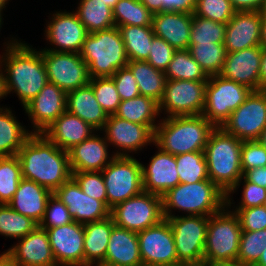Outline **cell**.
<instances>
[{"label": "cell", "instance_id": "6da1fadb", "mask_svg": "<svg viewBox=\"0 0 266 266\" xmlns=\"http://www.w3.org/2000/svg\"><path fill=\"white\" fill-rule=\"evenodd\" d=\"M7 37L0 54V65L4 74L6 97L15 93L24 107L35 98L48 82L41 50L19 40Z\"/></svg>", "mask_w": 266, "mask_h": 266}, {"label": "cell", "instance_id": "7a4b0ae2", "mask_svg": "<svg viewBox=\"0 0 266 266\" xmlns=\"http://www.w3.org/2000/svg\"><path fill=\"white\" fill-rule=\"evenodd\" d=\"M16 156L22 178L33 180L52 193L72 177L68 151L57 147L43 133H32Z\"/></svg>", "mask_w": 266, "mask_h": 266}, {"label": "cell", "instance_id": "3957f363", "mask_svg": "<svg viewBox=\"0 0 266 266\" xmlns=\"http://www.w3.org/2000/svg\"><path fill=\"white\" fill-rule=\"evenodd\" d=\"M214 129L203 115L162 117L154 132V145L174 156L204 151Z\"/></svg>", "mask_w": 266, "mask_h": 266}, {"label": "cell", "instance_id": "277c9868", "mask_svg": "<svg viewBox=\"0 0 266 266\" xmlns=\"http://www.w3.org/2000/svg\"><path fill=\"white\" fill-rule=\"evenodd\" d=\"M226 206V194L211 180L179 183L162 196L164 219L183 216H206L220 212ZM174 210V211H173ZM174 213V214H173Z\"/></svg>", "mask_w": 266, "mask_h": 266}, {"label": "cell", "instance_id": "5b68a950", "mask_svg": "<svg viewBox=\"0 0 266 266\" xmlns=\"http://www.w3.org/2000/svg\"><path fill=\"white\" fill-rule=\"evenodd\" d=\"M242 143L243 140L228 134L221 127H215L204 148L208 177L226 195L243 176L241 167Z\"/></svg>", "mask_w": 266, "mask_h": 266}, {"label": "cell", "instance_id": "8992f818", "mask_svg": "<svg viewBox=\"0 0 266 266\" xmlns=\"http://www.w3.org/2000/svg\"><path fill=\"white\" fill-rule=\"evenodd\" d=\"M80 56L88 65L90 78L111 77L129 62L118 27L89 33Z\"/></svg>", "mask_w": 266, "mask_h": 266}, {"label": "cell", "instance_id": "52a82bcc", "mask_svg": "<svg viewBox=\"0 0 266 266\" xmlns=\"http://www.w3.org/2000/svg\"><path fill=\"white\" fill-rule=\"evenodd\" d=\"M241 233L238 216L227 206L209 216L203 266L237 261Z\"/></svg>", "mask_w": 266, "mask_h": 266}, {"label": "cell", "instance_id": "ba28073f", "mask_svg": "<svg viewBox=\"0 0 266 266\" xmlns=\"http://www.w3.org/2000/svg\"><path fill=\"white\" fill-rule=\"evenodd\" d=\"M101 173L110 210L118 203L144 191L142 162L134 156H115Z\"/></svg>", "mask_w": 266, "mask_h": 266}, {"label": "cell", "instance_id": "9c48e42d", "mask_svg": "<svg viewBox=\"0 0 266 266\" xmlns=\"http://www.w3.org/2000/svg\"><path fill=\"white\" fill-rule=\"evenodd\" d=\"M167 220L173 231L178 261L190 266H203L208 217L177 214Z\"/></svg>", "mask_w": 266, "mask_h": 266}, {"label": "cell", "instance_id": "30bf717a", "mask_svg": "<svg viewBox=\"0 0 266 266\" xmlns=\"http://www.w3.org/2000/svg\"><path fill=\"white\" fill-rule=\"evenodd\" d=\"M251 89L221 75L208 78L202 115L215 127H221L251 93Z\"/></svg>", "mask_w": 266, "mask_h": 266}, {"label": "cell", "instance_id": "8fae6325", "mask_svg": "<svg viewBox=\"0 0 266 266\" xmlns=\"http://www.w3.org/2000/svg\"><path fill=\"white\" fill-rule=\"evenodd\" d=\"M114 224L134 232L159 224L163 219L162 197L143 191L110 210Z\"/></svg>", "mask_w": 266, "mask_h": 266}, {"label": "cell", "instance_id": "7c38bea8", "mask_svg": "<svg viewBox=\"0 0 266 266\" xmlns=\"http://www.w3.org/2000/svg\"><path fill=\"white\" fill-rule=\"evenodd\" d=\"M207 83L208 81L167 80L163 97L159 101L160 115L162 113L164 118L202 115Z\"/></svg>", "mask_w": 266, "mask_h": 266}, {"label": "cell", "instance_id": "4fadbf2b", "mask_svg": "<svg viewBox=\"0 0 266 266\" xmlns=\"http://www.w3.org/2000/svg\"><path fill=\"white\" fill-rule=\"evenodd\" d=\"M266 127V90L251 91L221 126L240 140H257Z\"/></svg>", "mask_w": 266, "mask_h": 266}, {"label": "cell", "instance_id": "5bb4252c", "mask_svg": "<svg viewBox=\"0 0 266 266\" xmlns=\"http://www.w3.org/2000/svg\"><path fill=\"white\" fill-rule=\"evenodd\" d=\"M46 20L44 39L48 46L40 50L80 53L89 34L74 11H54ZM50 47V48H49Z\"/></svg>", "mask_w": 266, "mask_h": 266}, {"label": "cell", "instance_id": "9a60e30c", "mask_svg": "<svg viewBox=\"0 0 266 266\" xmlns=\"http://www.w3.org/2000/svg\"><path fill=\"white\" fill-rule=\"evenodd\" d=\"M48 82L66 93L90 82L88 65L79 53L41 50Z\"/></svg>", "mask_w": 266, "mask_h": 266}, {"label": "cell", "instance_id": "2e32d148", "mask_svg": "<svg viewBox=\"0 0 266 266\" xmlns=\"http://www.w3.org/2000/svg\"><path fill=\"white\" fill-rule=\"evenodd\" d=\"M101 132L109 146L117 149L111 152L115 156H133V153H139L150 144L154 146V132L148 126L129 122L114 115H108Z\"/></svg>", "mask_w": 266, "mask_h": 266}, {"label": "cell", "instance_id": "e0dca14e", "mask_svg": "<svg viewBox=\"0 0 266 266\" xmlns=\"http://www.w3.org/2000/svg\"><path fill=\"white\" fill-rule=\"evenodd\" d=\"M143 266L180 263L177 258L173 231L167 219L137 232Z\"/></svg>", "mask_w": 266, "mask_h": 266}, {"label": "cell", "instance_id": "ac0fdd59", "mask_svg": "<svg viewBox=\"0 0 266 266\" xmlns=\"http://www.w3.org/2000/svg\"><path fill=\"white\" fill-rule=\"evenodd\" d=\"M67 93L51 82H47L38 95L28 102L23 110L31 122V133H44L65 111Z\"/></svg>", "mask_w": 266, "mask_h": 266}, {"label": "cell", "instance_id": "d6986e66", "mask_svg": "<svg viewBox=\"0 0 266 266\" xmlns=\"http://www.w3.org/2000/svg\"><path fill=\"white\" fill-rule=\"evenodd\" d=\"M46 231L58 266H84V224L73 221Z\"/></svg>", "mask_w": 266, "mask_h": 266}, {"label": "cell", "instance_id": "ffe728a7", "mask_svg": "<svg viewBox=\"0 0 266 266\" xmlns=\"http://www.w3.org/2000/svg\"><path fill=\"white\" fill-rule=\"evenodd\" d=\"M53 194L67 206L70 215L77 223L101 221L110 216V209L102 201L85 194L73 177Z\"/></svg>", "mask_w": 266, "mask_h": 266}, {"label": "cell", "instance_id": "44dd1931", "mask_svg": "<svg viewBox=\"0 0 266 266\" xmlns=\"http://www.w3.org/2000/svg\"><path fill=\"white\" fill-rule=\"evenodd\" d=\"M3 252L16 266H58L54 259L46 229L37 226Z\"/></svg>", "mask_w": 266, "mask_h": 266}, {"label": "cell", "instance_id": "7402d4cb", "mask_svg": "<svg viewBox=\"0 0 266 266\" xmlns=\"http://www.w3.org/2000/svg\"><path fill=\"white\" fill-rule=\"evenodd\" d=\"M261 57V45L237 52H227L220 75L245 85L252 91L260 90Z\"/></svg>", "mask_w": 266, "mask_h": 266}, {"label": "cell", "instance_id": "603a6c76", "mask_svg": "<svg viewBox=\"0 0 266 266\" xmlns=\"http://www.w3.org/2000/svg\"><path fill=\"white\" fill-rule=\"evenodd\" d=\"M100 134H102L101 131H96L89 138L68 150L72 173L102 171L115 157L114 154L109 153L110 146L105 136Z\"/></svg>", "mask_w": 266, "mask_h": 266}, {"label": "cell", "instance_id": "cb8c5ba5", "mask_svg": "<svg viewBox=\"0 0 266 266\" xmlns=\"http://www.w3.org/2000/svg\"><path fill=\"white\" fill-rule=\"evenodd\" d=\"M262 16L259 11H235L226 24L224 46L237 52L261 45Z\"/></svg>", "mask_w": 266, "mask_h": 266}, {"label": "cell", "instance_id": "d4e9b609", "mask_svg": "<svg viewBox=\"0 0 266 266\" xmlns=\"http://www.w3.org/2000/svg\"><path fill=\"white\" fill-rule=\"evenodd\" d=\"M155 147L157 150L149 158V164L142 163L143 190L162 197L180 182L175 156Z\"/></svg>", "mask_w": 266, "mask_h": 266}, {"label": "cell", "instance_id": "484cf974", "mask_svg": "<svg viewBox=\"0 0 266 266\" xmlns=\"http://www.w3.org/2000/svg\"><path fill=\"white\" fill-rule=\"evenodd\" d=\"M192 13L162 11L152 16L155 36L168 42L175 50L189 48Z\"/></svg>", "mask_w": 266, "mask_h": 266}, {"label": "cell", "instance_id": "4316f807", "mask_svg": "<svg viewBox=\"0 0 266 266\" xmlns=\"http://www.w3.org/2000/svg\"><path fill=\"white\" fill-rule=\"evenodd\" d=\"M95 132L88 123L66 110L43 134L57 147L68 151Z\"/></svg>", "mask_w": 266, "mask_h": 266}, {"label": "cell", "instance_id": "83f0119b", "mask_svg": "<svg viewBox=\"0 0 266 266\" xmlns=\"http://www.w3.org/2000/svg\"><path fill=\"white\" fill-rule=\"evenodd\" d=\"M102 264L116 266H143L137 232L114 226L109 237Z\"/></svg>", "mask_w": 266, "mask_h": 266}, {"label": "cell", "instance_id": "f1b7e54d", "mask_svg": "<svg viewBox=\"0 0 266 266\" xmlns=\"http://www.w3.org/2000/svg\"><path fill=\"white\" fill-rule=\"evenodd\" d=\"M52 194L51 191L33 180L22 178L8 205L16 212L32 218L39 224Z\"/></svg>", "mask_w": 266, "mask_h": 266}, {"label": "cell", "instance_id": "f546056e", "mask_svg": "<svg viewBox=\"0 0 266 266\" xmlns=\"http://www.w3.org/2000/svg\"><path fill=\"white\" fill-rule=\"evenodd\" d=\"M66 110L88 123L96 131H101L108 115L95 98L90 84L67 92Z\"/></svg>", "mask_w": 266, "mask_h": 266}, {"label": "cell", "instance_id": "4dcf8cb0", "mask_svg": "<svg viewBox=\"0 0 266 266\" xmlns=\"http://www.w3.org/2000/svg\"><path fill=\"white\" fill-rule=\"evenodd\" d=\"M115 226L113 218L84 224V266L102 264Z\"/></svg>", "mask_w": 266, "mask_h": 266}, {"label": "cell", "instance_id": "1f68e13d", "mask_svg": "<svg viewBox=\"0 0 266 266\" xmlns=\"http://www.w3.org/2000/svg\"><path fill=\"white\" fill-rule=\"evenodd\" d=\"M10 108L0 107V157L16 156L32 134Z\"/></svg>", "mask_w": 266, "mask_h": 266}, {"label": "cell", "instance_id": "d6a6232c", "mask_svg": "<svg viewBox=\"0 0 266 266\" xmlns=\"http://www.w3.org/2000/svg\"><path fill=\"white\" fill-rule=\"evenodd\" d=\"M114 116L148 126L153 132L162 118L160 117L159 102L143 95L121 101Z\"/></svg>", "mask_w": 266, "mask_h": 266}, {"label": "cell", "instance_id": "836d02e7", "mask_svg": "<svg viewBox=\"0 0 266 266\" xmlns=\"http://www.w3.org/2000/svg\"><path fill=\"white\" fill-rule=\"evenodd\" d=\"M127 67L136 79L140 95L148 96L159 102L164 94L166 76L147 61H129Z\"/></svg>", "mask_w": 266, "mask_h": 266}, {"label": "cell", "instance_id": "e575fe53", "mask_svg": "<svg viewBox=\"0 0 266 266\" xmlns=\"http://www.w3.org/2000/svg\"><path fill=\"white\" fill-rule=\"evenodd\" d=\"M73 11L88 33L115 27L113 10L102 0H80Z\"/></svg>", "mask_w": 266, "mask_h": 266}, {"label": "cell", "instance_id": "d590c367", "mask_svg": "<svg viewBox=\"0 0 266 266\" xmlns=\"http://www.w3.org/2000/svg\"><path fill=\"white\" fill-rule=\"evenodd\" d=\"M129 61H146L155 34L152 26L118 27Z\"/></svg>", "mask_w": 266, "mask_h": 266}, {"label": "cell", "instance_id": "8d00e7d4", "mask_svg": "<svg viewBox=\"0 0 266 266\" xmlns=\"http://www.w3.org/2000/svg\"><path fill=\"white\" fill-rule=\"evenodd\" d=\"M164 73L167 80L208 81L209 78L188 49L176 50Z\"/></svg>", "mask_w": 266, "mask_h": 266}, {"label": "cell", "instance_id": "74e56055", "mask_svg": "<svg viewBox=\"0 0 266 266\" xmlns=\"http://www.w3.org/2000/svg\"><path fill=\"white\" fill-rule=\"evenodd\" d=\"M188 50L208 77L220 75L227 54L224 43L189 44Z\"/></svg>", "mask_w": 266, "mask_h": 266}, {"label": "cell", "instance_id": "f35d334b", "mask_svg": "<svg viewBox=\"0 0 266 266\" xmlns=\"http://www.w3.org/2000/svg\"><path fill=\"white\" fill-rule=\"evenodd\" d=\"M112 10L116 27L152 26L153 13L140 0H119Z\"/></svg>", "mask_w": 266, "mask_h": 266}, {"label": "cell", "instance_id": "ab89813d", "mask_svg": "<svg viewBox=\"0 0 266 266\" xmlns=\"http://www.w3.org/2000/svg\"><path fill=\"white\" fill-rule=\"evenodd\" d=\"M38 223L24 216L8 204H0V235L5 238L20 239L31 233Z\"/></svg>", "mask_w": 266, "mask_h": 266}, {"label": "cell", "instance_id": "60d3db41", "mask_svg": "<svg viewBox=\"0 0 266 266\" xmlns=\"http://www.w3.org/2000/svg\"><path fill=\"white\" fill-rule=\"evenodd\" d=\"M180 183H196L210 180L204 151L185 153L175 156Z\"/></svg>", "mask_w": 266, "mask_h": 266}, {"label": "cell", "instance_id": "b9f144b4", "mask_svg": "<svg viewBox=\"0 0 266 266\" xmlns=\"http://www.w3.org/2000/svg\"><path fill=\"white\" fill-rule=\"evenodd\" d=\"M22 179L17 156L0 157V204H8Z\"/></svg>", "mask_w": 266, "mask_h": 266}, {"label": "cell", "instance_id": "7bdbcfd3", "mask_svg": "<svg viewBox=\"0 0 266 266\" xmlns=\"http://www.w3.org/2000/svg\"><path fill=\"white\" fill-rule=\"evenodd\" d=\"M226 24L205 19L192 13L189 44L224 43Z\"/></svg>", "mask_w": 266, "mask_h": 266}, {"label": "cell", "instance_id": "ee69618b", "mask_svg": "<svg viewBox=\"0 0 266 266\" xmlns=\"http://www.w3.org/2000/svg\"><path fill=\"white\" fill-rule=\"evenodd\" d=\"M266 247V229L242 231L237 261L254 266Z\"/></svg>", "mask_w": 266, "mask_h": 266}, {"label": "cell", "instance_id": "f6af8a7d", "mask_svg": "<svg viewBox=\"0 0 266 266\" xmlns=\"http://www.w3.org/2000/svg\"><path fill=\"white\" fill-rule=\"evenodd\" d=\"M243 186L241 191L240 202L235 205L236 202H233V194L238 191L240 186ZM232 194V195H231ZM266 205V188L253 184L247 181L243 176L236 183L234 188L226 195V206L231 208H250L256 206Z\"/></svg>", "mask_w": 266, "mask_h": 266}, {"label": "cell", "instance_id": "bcb514c9", "mask_svg": "<svg viewBox=\"0 0 266 266\" xmlns=\"http://www.w3.org/2000/svg\"><path fill=\"white\" fill-rule=\"evenodd\" d=\"M97 102L107 115H114L121 99L117 92L116 85L111 77H94L90 79Z\"/></svg>", "mask_w": 266, "mask_h": 266}, {"label": "cell", "instance_id": "7dc6e473", "mask_svg": "<svg viewBox=\"0 0 266 266\" xmlns=\"http://www.w3.org/2000/svg\"><path fill=\"white\" fill-rule=\"evenodd\" d=\"M234 13L230 0H196V16L227 24Z\"/></svg>", "mask_w": 266, "mask_h": 266}, {"label": "cell", "instance_id": "c3c4849f", "mask_svg": "<svg viewBox=\"0 0 266 266\" xmlns=\"http://www.w3.org/2000/svg\"><path fill=\"white\" fill-rule=\"evenodd\" d=\"M72 177L85 194L107 206L106 188L101 171L76 172L72 173Z\"/></svg>", "mask_w": 266, "mask_h": 266}, {"label": "cell", "instance_id": "681fc988", "mask_svg": "<svg viewBox=\"0 0 266 266\" xmlns=\"http://www.w3.org/2000/svg\"><path fill=\"white\" fill-rule=\"evenodd\" d=\"M73 221L67 206L52 194L48 199L44 216L38 226L43 229H48L66 225Z\"/></svg>", "mask_w": 266, "mask_h": 266}, {"label": "cell", "instance_id": "f907efd6", "mask_svg": "<svg viewBox=\"0 0 266 266\" xmlns=\"http://www.w3.org/2000/svg\"><path fill=\"white\" fill-rule=\"evenodd\" d=\"M266 166V150L257 140H245L241 146L243 174L249 169Z\"/></svg>", "mask_w": 266, "mask_h": 266}, {"label": "cell", "instance_id": "816d5d0a", "mask_svg": "<svg viewBox=\"0 0 266 266\" xmlns=\"http://www.w3.org/2000/svg\"><path fill=\"white\" fill-rule=\"evenodd\" d=\"M230 210L238 216L242 231L266 229V205Z\"/></svg>", "mask_w": 266, "mask_h": 266}, {"label": "cell", "instance_id": "f5cc1de1", "mask_svg": "<svg viewBox=\"0 0 266 266\" xmlns=\"http://www.w3.org/2000/svg\"><path fill=\"white\" fill-rule=\"evenodd\" d=\"M176 50L165 40L154 36L147 62L155 69L165 72Z\"/></svg>", "mask_w": 266, "mask_h": 266}, {"label": "cell", "instance_id": "db71d44e", "mask_svg": "<svg viewBox=\"0 0 266 266\" xmlns=\"http://www.w3.org/2000/svg\"><path fill=\"white\" fill-rule=\"evenodd\" d=\"M111 78L116 85L121 101L140 95L136 79L127 66L117 70Z\"/></svg>", "mask_w": 266, "mask_h": 266}, {"label": "cell", "instance_id": "11a10c76", "mask_svg": "<svg viewBox=\"0 0 266 266\" xmlns=\"http://www.w3.org/2000/svg\"><path fill=\"white\" fill-rule=\"evenodd\" d=\"M163 11L194 13L196 0H162Z\"/></svg>", "mask_w": 266, "mask_h": 266}, {"label": "cell", "instance_id": "9f6ffc18", "mask_svg": "<svg viewBox=\"0 0 266 266\" xmlns=\"http://www.w3.org/2000/svg\"><path fill=\"white\" fill-rule=\"evenodd\" d=\"M243 177L253 184L266 188V166L249 169L243 174Z\"/></svg>", "mask_w": 266, "mask_h": 266}, {"label": "cell", "instance_id": "6f0895ef", "mask_svg": "<svg viewBox=\"0 0 266 266\" xmlns=\"http://www.w3.org/2000/svg\"><path fill=\"white\" fill-rule=\"evenodd\" d=\"M264 0H230L235 11H259Z\"/></svg>", "mask_w": 266, "mask_h": 266}, {"label": "cell", "instance_id": "680465c9", "mask_svg": "<svg viewBox=\"0 0 266 266\" xmlns=\"http://www.w3.org/2000/svg\"><path fill=\"white\" fill-rule=\"evenodd\" d=\"M266 90V47H262L260 64V90Z\"/></svg>", "mask_w": 266, "mask_h": 266}, {"label": "cell", "instance_id": "91938a15", "mask_svg": "<svg viewBox=\"0 0 266 266\" xmlns=\"http://www.w3.org/2000/svg\"><path fill=\"white\" fill-rule=\"evenodd\" d=\"M153 14L163 11L162 0H140Z\"/></svg>", "mask_w": 266, "mask_h": 266}, {"label": "cell", "instance_id": "94428289", "mask_svg": "<svg viewBox=\"0 0 266 266\" xmlns=\"http://www.w3.org/2000/svg\"><path fill=\"white\" fill-rule=\"evenodd\" d=\"M261 46L266 47V18L261 22Z\"/></svg>", "mask_w": 266, "mask_h": 266}, {"label": "cell", "instance_id": "6125c7cd", "mask_svg": "<svg viewBox=\"0 0 266 266\" xmlns=\"http://www.w3.org/2000/svg\"><path fill=\"white\" fill-rule=\"evenodd\" d=\"M6 94H5V88H4V74H3V69L0 65V100L5 99ZM0 107H2L0 105Z\"/></svg>", "mask_w": 266, "mask_h": 266}, {"label": "cell", "instance_id": "be15d7a7", "mask_svg": "<svg viewBox=\"0 0 266 266\" xmlns=\"http://www.w3.org/2000/svg\"><path fill=\"white\" fill-rule=\"evenodd\" d=\"M0 266H16L10 258L4 253L0 254Z\"/></svg>", "mask_w": 266, "mask_h": 266}, {"label": "cell", "instance_id": "e7e4bbea", "mask_svg": "<svg viewBox=\"0 0 266 266\" xmlns=\"http://www.w3.org/2000/svg\"><path fill=\"white\" fill-rule=\"evenodd\" d=\"M208 266H250V265H246V264L241 263L239 261H231V262L215 263V264L208 265Z\"/></svg>", "mask_w": 266, "mask_h": 266}, {"label": "cell", "instance_id": "03108f58", "mask_svg": "<svg viewBox=\"0 0 266 266\" xmlns=\"http://www.w3.org/2000/svg\"><path fill=\"white\" fill-rule=\"evenodd\" d=\"M254 266H266V247L263 249L260 259Z\"/></svg>", "mask_w": 266, "mask_h": 266}, {"label": "cell", "instance_id": "003e7915", "mask_svg": "<svg viewBox=\"0 0 266 266\" xmlns=\"http://www.w3.org/2000/svg\"><path fill=\"white\" fill-rule=\"evenodd\" d=\"M9 1L10 0H0V19L3 21L4 18H3V11L5 10V8L7 7L6 5L9 4ZM12 1V0H11Z\"/></svg>", "mask_w": 266, "mask_h": 266}, {"label": "cell", "instance_id": "a7ac6f4b", "mask_svg": "<svg viewBox=\"0 0 266 266\" xmlns=\"http://www.w3.org/2000/svg\"><path fill=\"white\" fill-rule=\"evenodd\" d=\"M257 141L265 148L266 150V127L265 129L262 131V133L260 134L259 138L257 139Z\"/></svg>", "mask_w": 266, "mask_h": 266}, {"label": "cell", "instance_id": "89a4df30", "mask_svg": "<svg viewBox=\"0 0 266 266\" xmlns=\"http://www.w3.org/2000/svg\"><path fill=\"white\" fill-rule=\"evenodd\" d=\"M259 13L261 14L262 18H266V0H264L263 5L259 10Z\"/></svg>", "mask_w": 266, "mask_h": 266}, {"label": "cell", "instance_id": "2644e50d", "mask_svg": "<svg viewBox=\"0 0 266 266\" xmlns=\"http://www.w3.org/2000/svg\"><path fill=\"white\" fill-rule=\"evenodd\" d=\"M104 3H106V5H108L110 8H114L115 4L119 1V0H102Z\"/></svg>", "mask_w": 266, "mask_h": 266}, {"label": "cell", "instance_id": "8c879c8a", "mask_svg": "<svg viewBox=\"0 0 266 266\" xmlns=\"http://www.w3.org/2000/svg\"><path fill=\"white\" fill-rule=\"evenodd\" d=\"M153 266H190L184 263H175V264H169V265H153Z\"/></svg>", "mask_w": 266, "mask_h": 266}, {"label": "cell", "instance_id": "753ad0ef", "mask_svg": "<svg viewBox=\"0 0 266 266\" xmlns=\"http://www.w3.org/2000/svg\"><path fill=\"white\" fill-rule=\"evenodd\" d=\"M95 266H116V265L98 264V265H95Z\"/></svg>", "mask_w": 266, "mask_h": 266}, {"label": "cell", "instance_id": "34e18365", "mask_svg": "<svg viewBox=\"0 0 266 266\" xmlns=\"http://www.w3.org/2000/svg\"><path fill=\"white\" fill-rule=\"evenodd\" d=\"M3 23H4V21H2V20L0 19V32H1V28H2Z\"/></svg>", "mask_w": 266, "mask_h": 266}]
</instances>
